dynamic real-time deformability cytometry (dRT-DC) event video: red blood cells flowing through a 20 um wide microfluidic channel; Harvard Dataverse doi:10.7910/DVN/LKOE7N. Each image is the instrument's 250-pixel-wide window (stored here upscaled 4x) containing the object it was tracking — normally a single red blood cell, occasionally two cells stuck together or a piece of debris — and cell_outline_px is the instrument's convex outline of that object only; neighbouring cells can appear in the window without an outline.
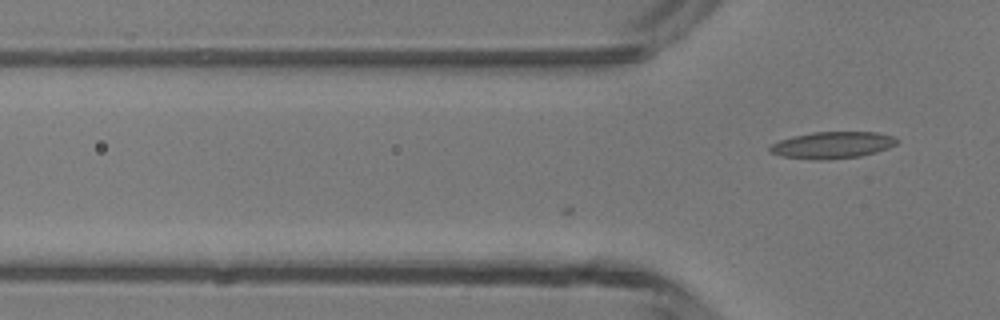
{"species": "common noctule bat (a hibernating species)", "species_latin": "Nyctalus noctula", "temperature_condition": "room temperature", "stored_images_in_passage": 5, "camera_frame_rate_fps": 3000, "um_per_image_px": 0.085, "animal": {"sex": "male", "body_mass_g": 13.3}, "frame": {"image": 1, "passage_image": 5, "time_ms": 1.333, "image_size_px": [1000, 320], "cell_outline_px": [[900, 140], [896, 144], [888, 148], [876, 152], [860, 156], [820, 160], [812, 160], [780, 156], [768, 152], [768, 148], [772, 144], [780, 140], [792, 136], [812, 132], [876, 132], [896, 136]], "centroid_in_image_um": [70.74, 12.33], "position_along_channel_um": 55.1, "area_um2": 20.0}}